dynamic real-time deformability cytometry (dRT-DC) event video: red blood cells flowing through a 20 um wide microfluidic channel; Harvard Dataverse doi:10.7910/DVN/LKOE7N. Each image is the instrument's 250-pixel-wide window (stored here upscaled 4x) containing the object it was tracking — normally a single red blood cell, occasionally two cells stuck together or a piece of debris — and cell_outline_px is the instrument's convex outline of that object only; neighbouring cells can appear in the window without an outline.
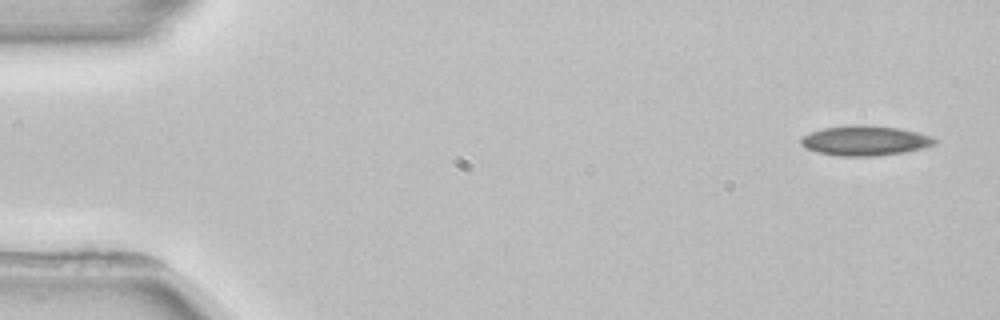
{"species": "common noctule bat (a hibernating species)", "species_latin": "Nyctalus noctula", "temperature_condition": "room temperature", "stored_images_in_passage": 4, "camera_frame_rate_fps": 3000, "um_per_image_px": 0.085, "animal": {"sex": "female", "body_mass_g": 22.7, "forearm_length_mm": 54.2}, "frame": {"image": 1, "passage_image": 1, "time_ms": 0.0, "image_size_px": [1000, 320], "cell_outline_px": [[936, 144], [924, 148], [904, 152], [876, 156], [840, 156], [816, 152], [804, 148], [800, 144], [800, 136], [824, 128], [852, 124], [864, 124], [900, 128], [932, 136], [936, 140]], "centroid_in_image_um": [73.5, 11.95], "position_along_channel_um": 11.5, "area_um2": 23.58}}
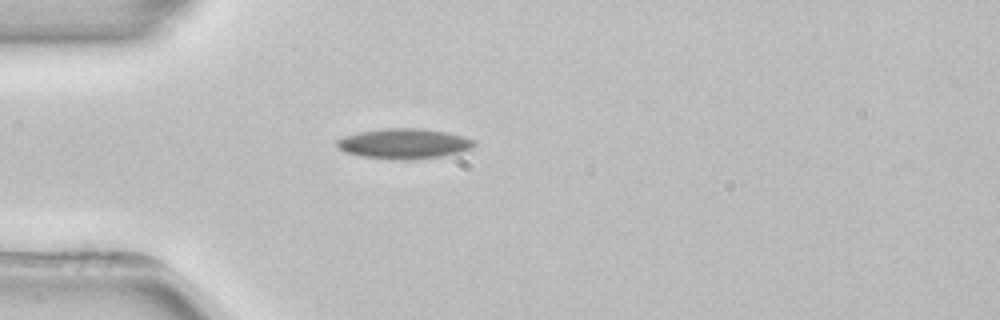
{"frame": {"image": 2, "passage_image": 4, "time_ms": 4.0, "image_size_px": [1000, 320], "cell_outline_px": [[476, 144], [472, 148], [460, 152], [440, 156], [412, 160], [400, 160], [360, 156], [344, 152], [336, 144], [336, 140], [344, 136], [360, 132], [384, 128], [420, 128], [448, 132], [464, 136], [472, 140]], "centroid_in_image_um": [34.34, 12.21], "position_along_channel_um": 50.7, "area_um2": 24.16}}